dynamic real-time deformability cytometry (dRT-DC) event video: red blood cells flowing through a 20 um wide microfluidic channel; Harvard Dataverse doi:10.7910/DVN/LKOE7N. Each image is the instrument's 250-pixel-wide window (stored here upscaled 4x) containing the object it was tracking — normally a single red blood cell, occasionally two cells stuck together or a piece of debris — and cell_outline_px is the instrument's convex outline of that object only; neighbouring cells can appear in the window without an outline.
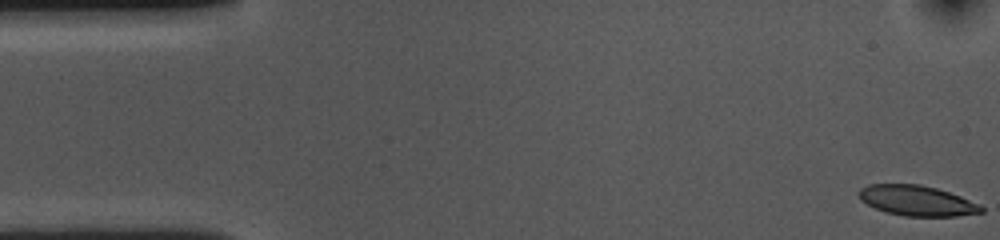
{"species": "common noctule bat (a hibernating species)", "species_latin": "Nyctalus noctula", "temperature_condition": "cold", "stored_images_in_passage": 9, "camera_frame_rate_fps": 3000, "um_per_image_px": 0.085, "animal": {"sex": "female", "body_mass_g": 10.0, "forearm_length_mm": 53.1}, "frame": {"image": 1, "passage_image": 1, "time_ms": 0.0, "image_size_px": [1000, 240], "cell_outline_px": [[984, 212], [956, 216], [904, 216], [888, 212], [876, 208], [860, 200], [860, 188], [868, 184], [920, 184], [936, 188], [960, 196], [980, 204], [984, 208]], "centroid_in_image_um": [77.96, 17.05], "position_along_channel_um": 7.0, "area_um2": 21.44}}